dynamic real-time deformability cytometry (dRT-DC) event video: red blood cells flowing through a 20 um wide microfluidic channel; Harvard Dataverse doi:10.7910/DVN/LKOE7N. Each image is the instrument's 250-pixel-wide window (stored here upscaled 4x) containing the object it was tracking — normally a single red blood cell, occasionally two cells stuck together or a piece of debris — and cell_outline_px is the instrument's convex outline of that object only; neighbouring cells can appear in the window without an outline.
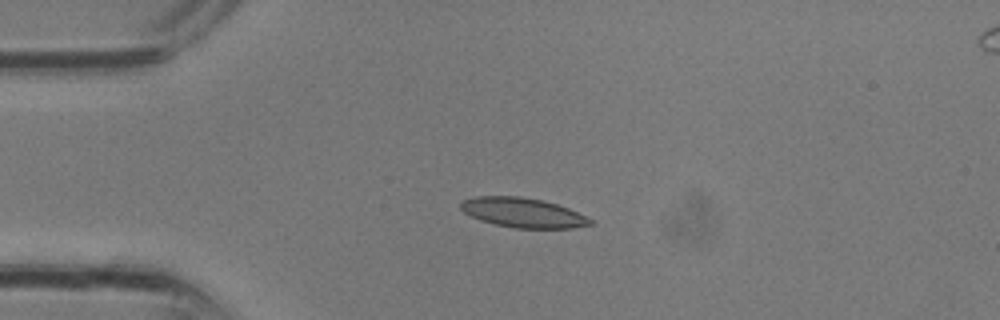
{"species": "common noctule bat (a hibernating species)", "species_latin": "Nyctalus noctula", "temperature_condition": "room temperature", "stored_images_in_passage": 26, "camera_frame_rate_fps": 3000, "um_per_image_px": 0.085, "animal": {"sex": "male", "body_mass_g": 13.3}, "frame": {"image": 1, "passage_image": 4, "time_ms": 1.0, "image_size_px": [1000, 320], "cell_outline_px": [[592, 224], [572, 228], [516, 228], [496, 224], [480, 220], [464, 212], [460, 208], [460, 204], [464, 200], [476, 196], [520, 196], [540, 200], [556, 204], [568, 208], [592, 220]], "centroid_in_image_um": [44.42, 18.07], "position_along_channel_um": 40.6, "area_um2": 22.02}}
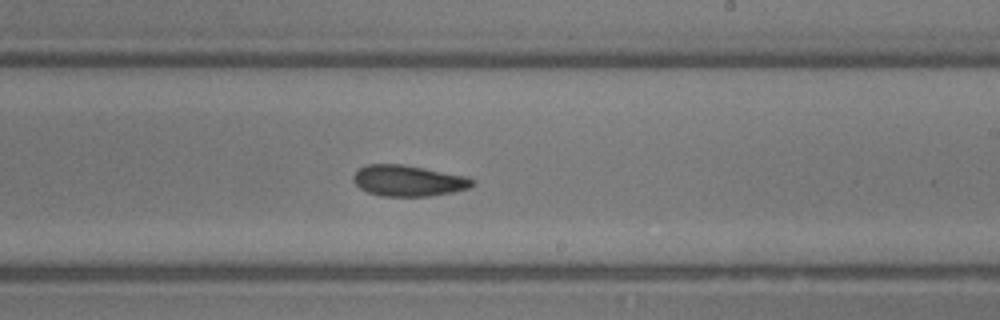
{"frame": {"image": 2, "passage_image": 15, "time_ms": 4.667, "image_size_px": [1000, 320], "cell_outline_px": [[476, 184], [468, 188], [452, 192], [428, 196], [380, 196], [368, 192], [360, 188], [352, 180], [352, 176], [360, 168], [368, 164], [400, 164], [424, 168], [468, 176], [476, 180]], "centroid_in_image_um": [34.73, 15.36], "position_along_channel_um": 254.3, "area_um2": 21.56}}
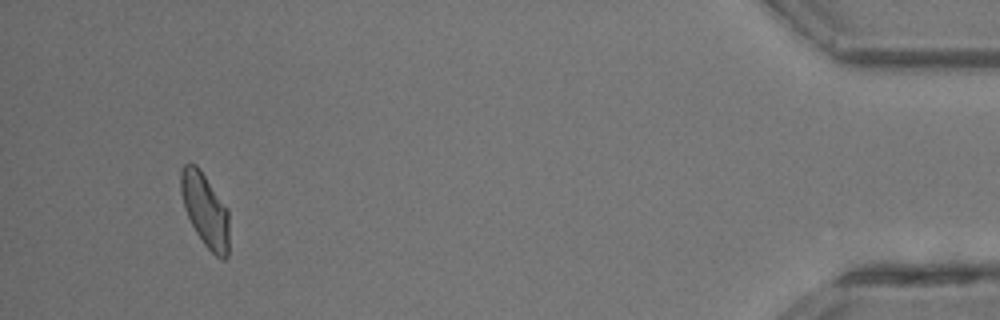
{"frame": {"image": 3, "passage_image": 26, "time_ms": 8.333, "image_size_px": [1000, 320], "cell_outline_px": [[228, 256], [224, 260], [216, 256], [204, 244], [196, 232], [184, 208], [180, 192], [180, 172], [184, 164], [196, 164], [200, 168], [228, 208]], "centroid_in_image_um": [17.43, 17.82], "position_along_channel_um": 417.8, "area_um2": 20.75}}